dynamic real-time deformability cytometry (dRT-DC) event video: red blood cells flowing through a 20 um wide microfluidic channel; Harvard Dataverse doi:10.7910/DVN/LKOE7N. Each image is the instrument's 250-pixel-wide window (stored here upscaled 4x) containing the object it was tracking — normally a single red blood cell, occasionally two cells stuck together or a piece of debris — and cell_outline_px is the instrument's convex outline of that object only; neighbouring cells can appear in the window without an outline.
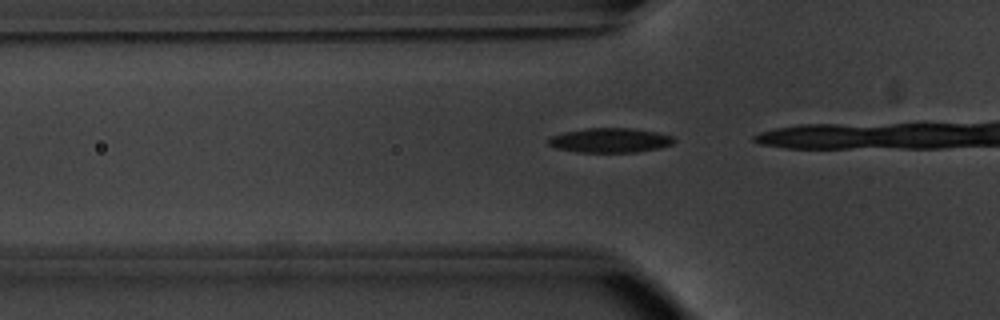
{"species": "common noctule bat (a hibernating species)", "species_latin": "Nyctalus noctula", "temperature_condition": "warm", "stored_images_in_passage": 8, "camera_frame_rate_fps": 3000, "um_per_image_px": 0.085, "animal": {"sex": "male", "body_mass_g": 20.1, "forearm_length_mm": 53.5}, "frame": {"image": 1, "passage_image": 2, "time_ms": 0.333, "image_size_px": [1000, 320], "cell_outline_px": [[676, 140], [672, 144], [660, 148], [636, 152], [576, 152], [556, 148], [548, 144], [548, 140], [552, 136], [564, 132], [584, 128], [632, 128], [656, 132], [672, 136]], "centroid_in_image_um": [51.86, 11.92], "position_along_channel_um": 73.9, "area_um2": 17.98}}